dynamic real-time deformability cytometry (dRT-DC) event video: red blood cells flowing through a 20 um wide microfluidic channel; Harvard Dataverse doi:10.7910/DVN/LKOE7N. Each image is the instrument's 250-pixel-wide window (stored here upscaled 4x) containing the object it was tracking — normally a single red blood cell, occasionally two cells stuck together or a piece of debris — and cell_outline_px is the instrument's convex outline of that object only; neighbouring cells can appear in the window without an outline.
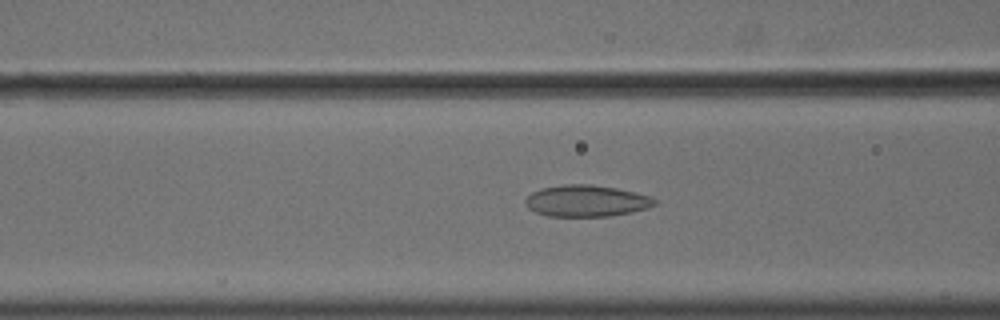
{"species": "common noctule bat (a hibernating species)", "species_latin": "Nyctalus noctula", "temperature_condition": "cold", "stored_images_in_passage": 41, "camera_frame_rate_fps": 3000, "um_per_image_px": 0.085, "animal": {"sex": "male", "body_mass_g": 18.8}, "frame": {"image": 1, "passage_image": 8, "time_ms": 2.333, "image_size_px": [1000, 320], "cell_outline_px": [[656, 204], [648, 208], [632, 212], [608, 216], [548, 216], [536, 212], [528, 208], [524, 204], [524, 200], [532, 192], [540, 188], [564, 184], [592, 184], [616, 188], [652, 196], [656, 200]], "centroid_in_image_um": [49.83, 17.07], "position_along_channel_um": 116.8, "area_um2": 23.87}}
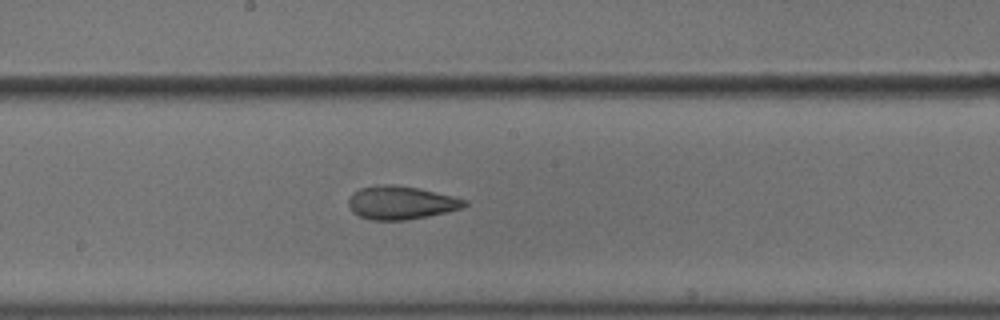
{"frame": {"image": 2, "passage_image": 16, "time_ms": 5.0, "image_size_px": [1000, 320], "cell_outline_px": [[468, 204], [464, 208], [428, 216], [408, 220], [368, 220], [352, 212], [348, 208], [348, 200], [352, 192], [360, 188], [376, 184], [392, 184], [420, 188], [468, 200]], "centroid_in_image_um": [34.06, 17.22], "position_along_channel_um": 214.1, "area_um2": 22.89}}
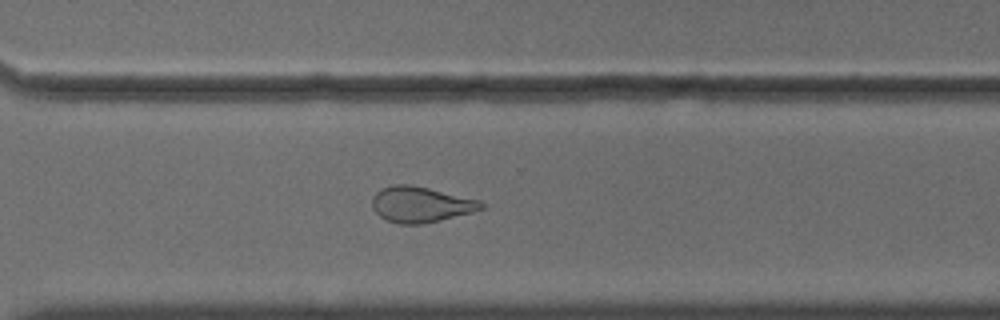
{"frame": {"image": 3, "passage_image": 26, "time_ms": 8.333, "image_size_px": [1000, 320], "cell_outline_px": [[484, 208], [472, 212], [440, 220], [420, 224], [400, 224], [388, 220], [380, 216], [372, 208], [372, 196], [380, 188], [396, 184], [408, 184], [428, 188], [480, 200], [484, 204]], "centroid_in_image_um": [35.74, 17.37], "position_along_channel_um": 334.9, "area_um2": 22.54}, "authors_computed_cell_mechanics": {"area_um2": 23.5246, "velocity_mm_per_s": 3.6379, "shape_relaxation_time_tau1_ms": null, "shape_relaxation_time_tau2_ms": 2.4929, "deformation_change_tau1": null, "deformation_change_tau2": 0.0852}}